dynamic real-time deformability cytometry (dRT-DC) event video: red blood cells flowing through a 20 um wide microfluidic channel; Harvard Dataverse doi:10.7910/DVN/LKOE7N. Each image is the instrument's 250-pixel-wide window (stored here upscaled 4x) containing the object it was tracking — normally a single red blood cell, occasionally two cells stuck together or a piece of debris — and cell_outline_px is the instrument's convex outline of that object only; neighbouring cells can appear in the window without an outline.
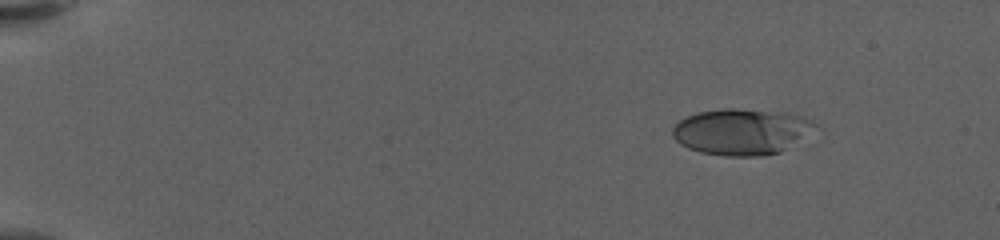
{"species": "human", "species_latin": "Homo sapiens", "temperature_condition": "warm", "stored_images_in_passage": 52, "camera_frame_rate_fps": 3000, "um_per_image_px": 0.085, "donor": {"sex": "female"}, "frame": {"image": 1, "passage_image": 1, "time_ms": 0.0, "image_size_px": [1000, 240], "cell_outline_px": [[820, 128], [788, 148], [780, 152], [760, 156], [728, 156], [700, 152], [688, 148], [680, 144], [672, 136], [672, 128], [680, 120], [688, 116], [700, 112], [724, 108], [736, 108], [788, 112], [800, 116], [816, 124]], "centroid_in_image_um": [63.06, 11.19], "position_along_channel_um": 21.9, "area_um2": 38.55}}
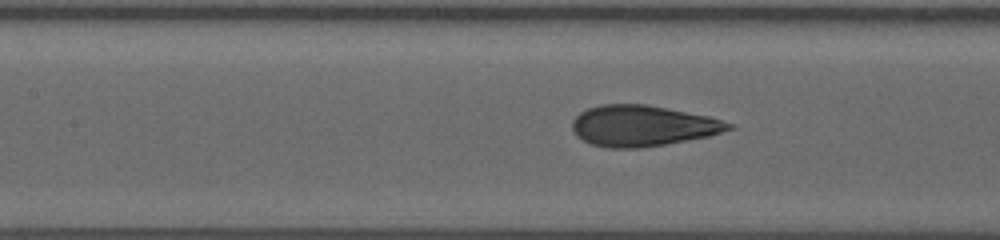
{"frame": {"image": 2, "passage_image": 22, "time_ms": 7.0, "image_size_px": [1000, 240], "cell_outline_px": [[736, 128], [708, 136], [664, 144], [640, 148], [608, 148], [592, 144], [576, 136], [572, 132], [572, 120], [580, 112], [588, 108], [600, 104], [648, 104], [708, 116], [736, 124]], "centroid_in_image_um": [54.62, 10.68], "position_along_channel_um": 152.8, "area_um2": 37.4}}
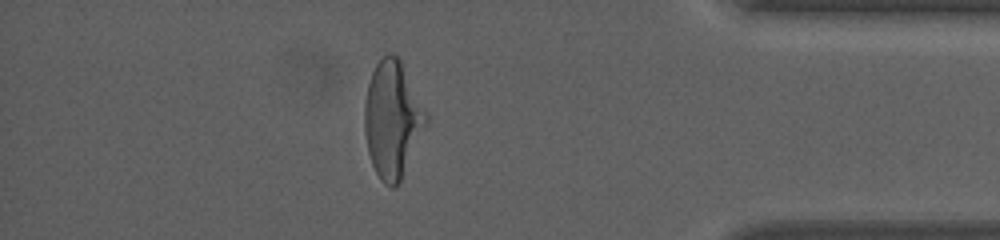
{"frame": {"image": 3, "passage_image": 45, "time_ms": 14.667, "image_size_px": [1000, 240], "cell_outline_px": [[428, 124], [396, 188], [392, 188], [384, 184], [380, 180], [372, 164], [368, 152], [364, 132], [364, 104], [368, 84], [372, 72], [376, 64], [388, 52], [392, 52], [400, 60], [428, 112]], "centroid_in_image_um": [33.36, 10.15], "position_along_channel_um": 401.8, "area_um2": 42.02}, "authors_computed_cell_mechanics": {"area_um2": 37.3099, "velocity_mm_per_s": 3.6115, "shape_relaxation_time_tau1_ms": 5.0385, "shape_relaxation_time_tau2_ms": null, "deformation_change_tau1": 0.2047, "deformation_change_tau2": null}}